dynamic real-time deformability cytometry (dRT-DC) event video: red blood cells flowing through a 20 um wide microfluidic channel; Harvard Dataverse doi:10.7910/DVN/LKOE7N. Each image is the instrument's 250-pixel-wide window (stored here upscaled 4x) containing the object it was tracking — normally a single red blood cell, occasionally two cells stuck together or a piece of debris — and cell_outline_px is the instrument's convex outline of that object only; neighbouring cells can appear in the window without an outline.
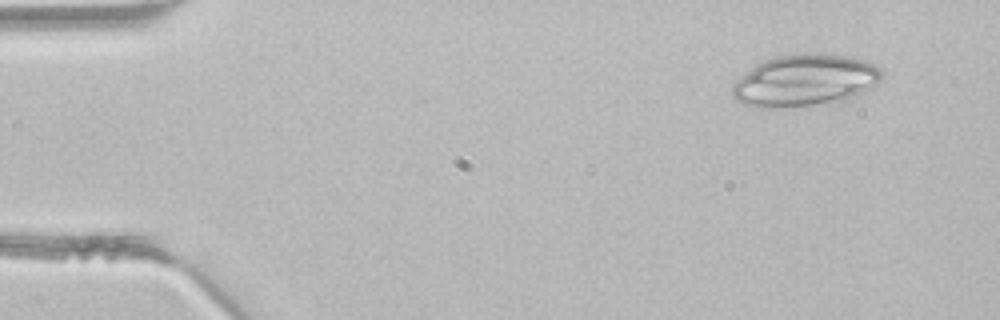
{"species": "common noctule bat (a hibernating species)", "species_latin": "Nyctalus noctula", "temperature_condition": "room temperature", "stored_images_in_passage": 3, "camera_frame_rate_fps": 3000, "um_per_image_px": 0.085, "animal": {"sex": "male", "body_mass_g": 21.5, "forearm_length_mm": 52.0}, "frame": {"image": 1, "passage_image": 1, "time_ms": 0.0, "image_size_px": [1000, 320], "cell_outline_px": [[884, 76], [876, 84], [856, 96], [848, 100], [780, 108], [760, 108], [744, 104], [736, 100], [732, 96], [732, 84], [736, 80], [756, 64], [764, 60], [776, 56], [804, 52], [824, 52], [852, 56], [864, 60], [880, 68], [884, 72]], "centroid_in_image_um": [68.43, 6.81], "position_along_channel_um": 16.6, "area_um2": 45.78}}